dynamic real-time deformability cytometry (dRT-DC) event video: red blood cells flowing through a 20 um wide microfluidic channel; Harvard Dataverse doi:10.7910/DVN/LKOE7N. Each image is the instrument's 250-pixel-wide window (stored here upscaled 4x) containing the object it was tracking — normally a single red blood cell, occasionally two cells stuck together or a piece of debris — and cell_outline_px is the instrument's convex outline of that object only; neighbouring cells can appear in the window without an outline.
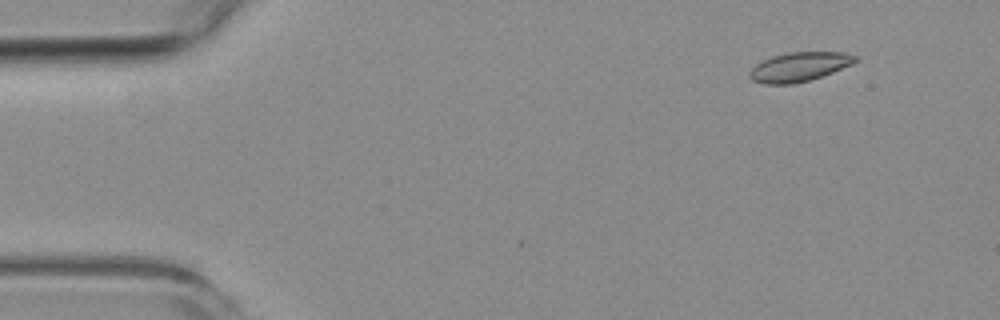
{"species": "common noctule bat (a hibernating species)", "species_latin": "Nyctalus noctula", "temperature_condition": "room temperature", "stored_images_in_passage": 5, "camera_frame_rate_fps": 3000, "um_per_image_px": 0.085, "animal": {"sex": "female", "body_mass_g": 19.3, "forearm_length_mm": 54.1}, "frame": {"image": 1, "passage_image": 2, "time_ms": 1.0, "image_size_px": [1000, 320], "cell_outline_px": [[856, 60], [852, 64], [832, 72], [808, 80], [792, 84], [764, 84], [752, 80], [748, 76], [748, 72], [756, 64], [772, 56], [788, 52], [844, 52], [856, 56]], "centroid_in_image_um": [67.89, 5.68], "position_along_channel_um": 17.1, "area_um2": 17.8}}
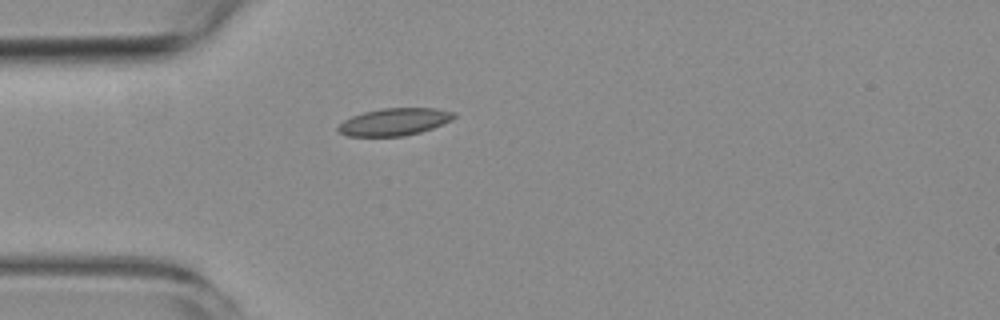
{"frame": {"image": 2, "passage_image": 5, "time_ms": 4.333, "image_size_px": [1000, 320], "cell_outline_px": [[456, 116], [452, 120], [432, 128], [420, 132], [404, 136], [348, 136], [340, 132], [336, 128], [344, 120], [352, 116], [364, 112], [380, 108], [436, 108], [456, 112]], "centroid_in_image_um": [33.54, 10.35], "position_along_channel_um": 51.5, "area_um2": 18.44}}